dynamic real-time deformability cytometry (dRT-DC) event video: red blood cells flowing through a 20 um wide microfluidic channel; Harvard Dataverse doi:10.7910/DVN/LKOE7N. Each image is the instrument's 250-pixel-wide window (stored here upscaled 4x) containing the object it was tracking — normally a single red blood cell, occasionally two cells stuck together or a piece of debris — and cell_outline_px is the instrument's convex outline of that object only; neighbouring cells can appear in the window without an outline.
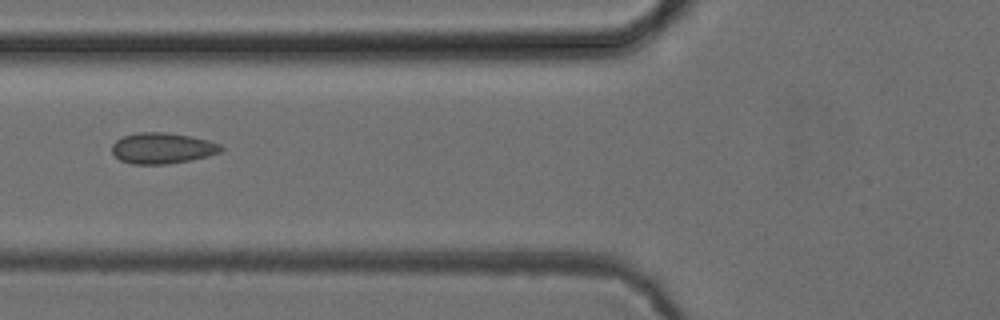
{"species": "common noctule bat (a hibernating species)", "species_latin": "Nyctalus noctula", "temperature_condition": "cold", "stored_images_in_passage": 36, "camera_frame_rate_fps": 3000, "um_per_image_px": 0.085, "animal": {"sex": "female", "body_mass_g": 24.6, "forearm_length_mm": 56.2}, "frame": {"image": 1, "passage_image": 4, "time_ms": 1.0, "image_size_px": [1000, 320], "cell_outline_px": [[224, 148], [220, 152], [208, 156], [192, 160], [168, 164], [132, 164], [120, 160], [112, 152], [112, 144], [116, 140], [124, 136], [136, 132], [164, 132], [192, 136], [208, 140], [220, 144]], "centroid_in_image_um": [13.81, 12.59], "position_along_channel_um": 112.0, "area_um2": 19.77}}
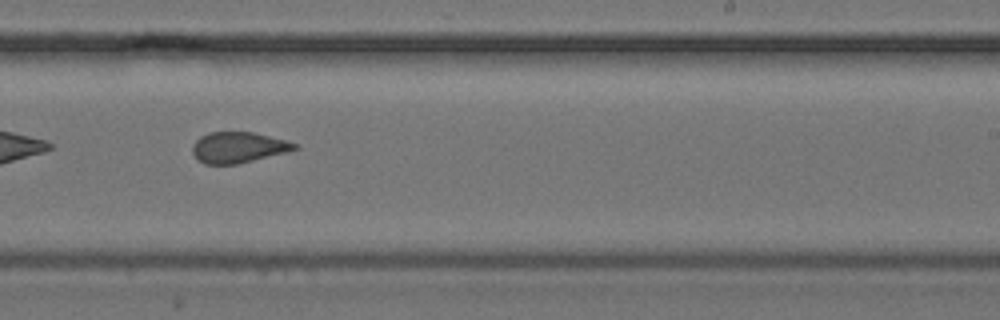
{"frame": {"image": 2, "passage_image": 16, "time_ms": 5.0, "image_size_px": [1000, 320], "cell_outline_px": [[300, 148], [236, 164], [204, 164], [196, 160], [192, 152], [192, 144], [200, 136], [208, 132], [252, 132], [284, 140], [296, 144]], "centroid_in_image_um": [20.16, 12.53], "position_along_channel_um": 268.8, "area_um2": 18.15}}
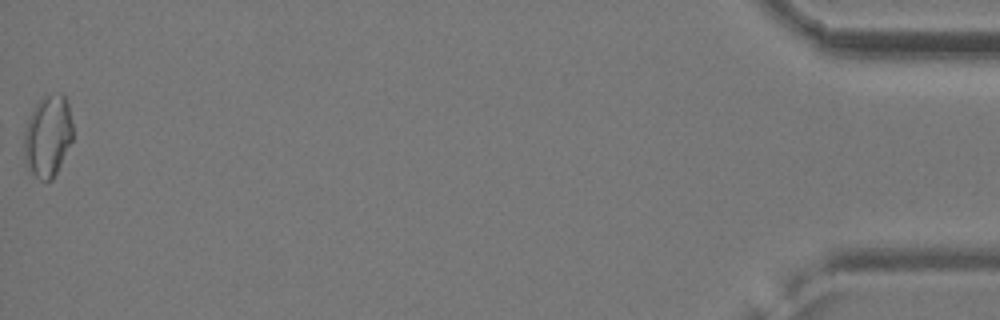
{"frame": {"image": 3, "passage_image": 36, "time_ms": 11.667, "image_size_px": [1000, 320], "cell_outline_px": [[72, 140], [52, 180], [40, 180], [32, 172], [24, 160], [24, 132], [28, 120], [40, 96], [60, 92], [64, 96], [68, 104], [72, 120]], "centroid_in_image_um": [4.06, 11.52], "position_along_channel_um": 431.1, "area_um2": 23.06}, "authors_computed_cell_mechanics": {"area_um2": 19.2474, "velocity_mm_per_s": 3.9107, "shape_relaxation_time_tau1_ms": null, "shape_relaxation_time_tau2_ms": 0.9103, "deformation_change_tau1": null, "deformation_change_tau2": 0.0496}}